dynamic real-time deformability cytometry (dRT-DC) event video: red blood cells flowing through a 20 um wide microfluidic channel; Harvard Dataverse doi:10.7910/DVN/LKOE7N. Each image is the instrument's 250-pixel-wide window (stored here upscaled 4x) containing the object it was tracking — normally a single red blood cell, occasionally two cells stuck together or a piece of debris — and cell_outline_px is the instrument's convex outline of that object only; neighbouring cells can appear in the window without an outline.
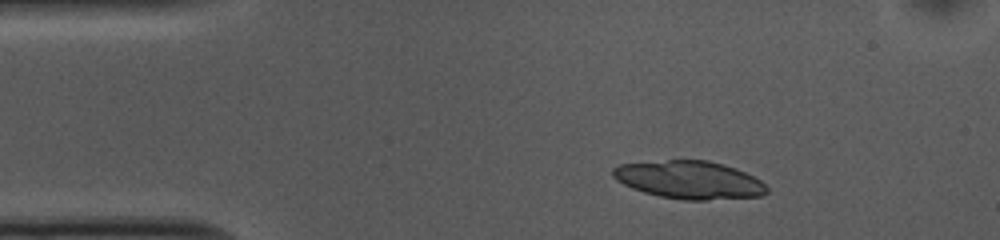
{"species": "common noctule bat (a hibernating species)", "species_latin": "Nyctalus noctula", "temperature_condition": "cold", "stored_images_in_passage": 50, "camera_frame_rate_fps": 3000, "um_per_image_px": 0.085, "animal": {"sex": "female", "body_mass_g": 10.0, "forearm_length_mm": 53.1}, "frame": {"image": 1, "passage_image": 5, "time_ms": 1.333, "image_size_px": [1000, 240], "cell_outline_px": [[768, 192], [760, 196], [708, 200], [684, 200], [660, 196], [644, 192], [632, 188], [616, 180], [612, 176], [612, 168], [620, 164], [668, 160], [708, 160], [724, 164], [736, 168], [760, 180], [768, 188]], "centroid_in_image_um": [58.58, 15.29], "position_along_channel_um": 26.4, "area_um2": 33.99}, "authors_computed_cell_mechanics": {"area_um2": 26.1834, "velocity_mm_per_s": 3.6774, "shape_relaxation_time_tau1_ms": 7.0392, "shape_relaxation_time_tau2_ms": 3.2384, "deformation_change_tau1": 0.1916, "deformation_change_tau2": 0.0732}}